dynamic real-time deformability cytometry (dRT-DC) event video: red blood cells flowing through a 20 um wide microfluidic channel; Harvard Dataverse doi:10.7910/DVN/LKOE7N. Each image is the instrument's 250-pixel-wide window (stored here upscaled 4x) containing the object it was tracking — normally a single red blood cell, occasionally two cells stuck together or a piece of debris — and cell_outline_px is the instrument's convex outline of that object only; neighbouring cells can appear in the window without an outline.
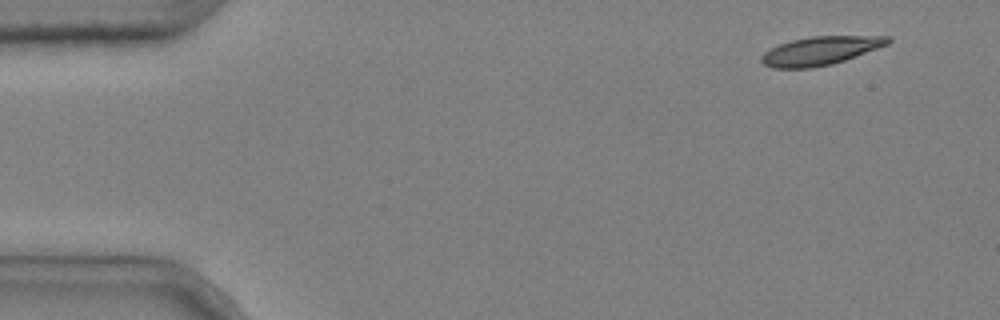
{"species": "common noctule bat (a hibernating species)", "species_latin": "Nyctalus noctula", "temperature_condition": "cold", "stored_images_in_passage": 4, "camera_frame_rate_fps": 3000, "um_per_image_px": 0.085, "animal": {"sex": "male", "body_mass_g": 20.4}, "frame": {"image": 1, "passage_image": 1, "time_ms": 0.0, "image_size_px": [1000, 320], "cell_outline_px": [[892, 40], [888, 44], [856, 56], [832, 64], [808, 68], [772, 68], [764, 64], [760, 60], [760, 56], [764, 52], [780, 44], [792, 40], [812, 36], [888, 36]], "centroid_in_image_um": [69.71, 4.31], "position_along_channel_um": 15.3, "area_um2": 20.81}}
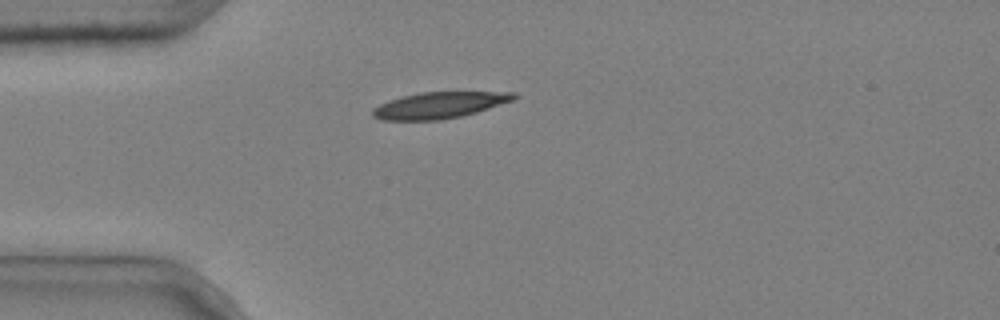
{"frame": {"image": 2, "passage_image": 4, "time_ms": 1.0, "image_size_px": [1000, 320], "cell_outline_px": [[520, 96], [512, 100], [476, 112], [460, 116], [440, 120], [380, 120], [372, 116], [372, 108], [388, 100], [420, 92], [516, 92]], "centroid_in_image_um": [37.32, 8.94], "position_along_channel_um": 47.7, "area_um2": 21.56}}